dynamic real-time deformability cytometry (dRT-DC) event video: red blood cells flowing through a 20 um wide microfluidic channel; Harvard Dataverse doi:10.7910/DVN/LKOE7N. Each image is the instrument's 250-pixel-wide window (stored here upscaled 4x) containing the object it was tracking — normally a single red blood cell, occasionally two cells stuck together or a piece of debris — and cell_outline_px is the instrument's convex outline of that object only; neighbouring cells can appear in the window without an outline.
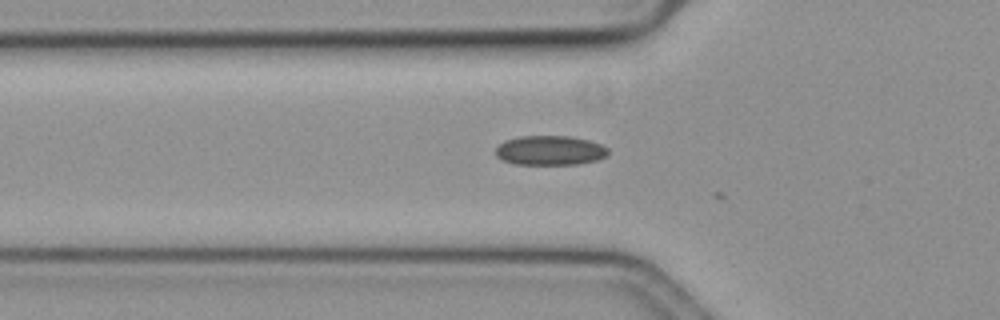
{"species": "common noctule bat (a hibernating species)", "species_latin": "Nyctalus noctula", "temperature_condition": "cold", "stored_images_in_passage": 3, "camera_frame_rate_fps": 3000, "um_per_image_px": 0.085, "animal": {"sex": "female", "body_mass_g": 19.3, "forearm_length_mm": 54.1}, "frame": {"image": 1, "passage_image": 2, "time_ms": 0.333, "image_size_px": [1000, 320], "cell_outline_px": [[608, 156], [600, 160], [576, 164], [516, 164], [504, 160], [496, 156], [496, 148], [504, 140], [520, 136], [568, 136], [588, 140], [600, 144], [608, 148]], "centroid_in_image_um": [46.78, 12.78], "position_along_channel_um": 79.0, "area_um2": 19.36}}